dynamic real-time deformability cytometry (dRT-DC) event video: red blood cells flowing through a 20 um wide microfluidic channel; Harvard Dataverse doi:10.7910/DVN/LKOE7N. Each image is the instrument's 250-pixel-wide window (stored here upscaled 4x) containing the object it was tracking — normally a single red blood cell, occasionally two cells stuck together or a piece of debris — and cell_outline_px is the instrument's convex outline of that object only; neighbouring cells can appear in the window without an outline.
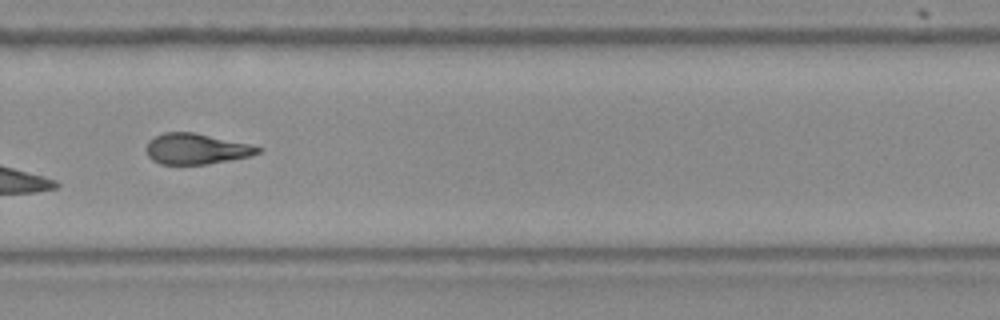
{"species": "Egyptian fruit bat (a non-hibernating species)", "species_latin": "Rousettus aegyptiacus", "temperature_condition": "room temperature", "stored_images_in_passage": 10, "camera_frame_rate_fps": 3000, "um_per_image_px": 0.085, "frame": {"image": 1, "passage_image": 10, "time_ms": 3.0, "image_size_px": [1000, 320], "cell_outline_px": [[264, 148], [260, 152], [252, 156], [208, 164], [160, 164], [152, 160], [148, 156], [148, 140], [164, 132], [192, 132], [248, 144]], "centroid_in_image_um": [16.69, 12.66], "position_along_channel_um": 313.1, "area_um2": 19.77}}